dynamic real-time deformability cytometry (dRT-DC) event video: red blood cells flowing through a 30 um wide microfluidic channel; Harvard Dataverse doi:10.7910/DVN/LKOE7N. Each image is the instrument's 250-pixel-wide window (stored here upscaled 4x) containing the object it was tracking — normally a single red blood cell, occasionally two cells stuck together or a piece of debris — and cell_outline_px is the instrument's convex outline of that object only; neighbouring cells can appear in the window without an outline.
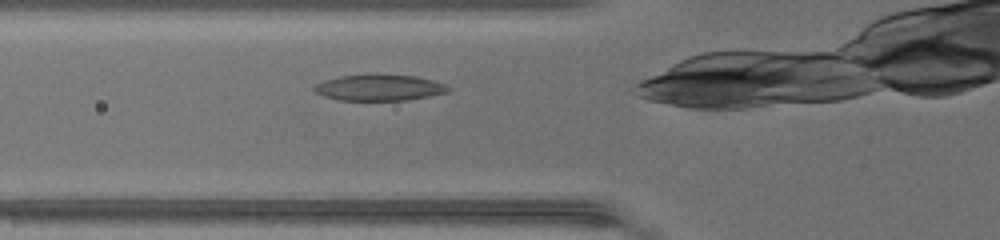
{"species": "common noctule bat (a hibernating species)", "species_latin": "Nyctalus noctula", "temperature_condition": "warm", "stored_images_in_passage": 23, "camera_frame_rate_fps": 3000, "um_per_image_px": 0.085, "animal": {"sex": "female", "body_mass_g": 17.0, "forearm_length_mm": 48.0}, "frame": {"image": 1, "passage_image": 3, "time_ms": 0.667, "image_size_px": [1000, 240], "cell_outline_px": [[452, 88], [448, 92], [428, 96], [404, 100], [340, 100], [324, 96], [316, 92], [312, 88], [316, 84], [324, 80], [340, 76], [368, 72], [376, 72], [416, 76], [432, 80], [444, 84]], "centroid_in_image_um": [32.22, 7.4], "position_along_channel_um": 93.6, "area_um2": 20.92}}
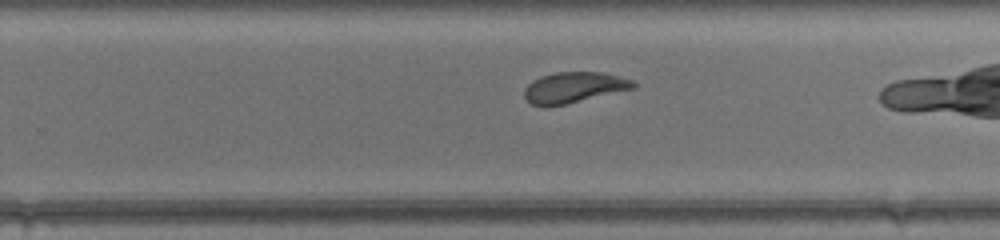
{"frame": {"image": 2, "passage_image": 16, "time_ms": 5.0, "image_size_px": [1000, 240], "cell_outline_px": [[636, 88], [564, 104], [532, 104], [524, 96], [524, 88], [532, 80], [540, 76], [556, 72], [604, 72], [632, 80], [636, 84]], "centroid_in_image_um": [48.81, 7.4], "position_along_channel_um": 281.0, "area_um2": 19.13}}
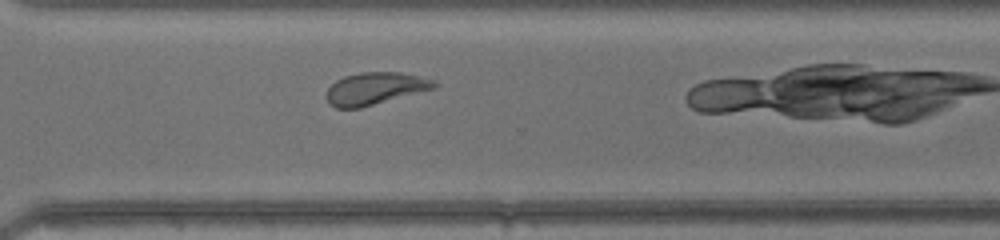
{"frame": {"image": 3, "passage_image": 20, "time_ms": 6.333, "image_size_px": [1000, 240], "cell_outline_px": [[440, 84], [436, 88], [360, 108], [336, 108], [328, 100], [328, 88], [336, 80], [344, 76], [360, 72], [400, 72], [436, 80]], "centroid_in_image_um": [31.94, 7.51], "position_along_channel_um": 338.7, "area_um2": 20.17}}